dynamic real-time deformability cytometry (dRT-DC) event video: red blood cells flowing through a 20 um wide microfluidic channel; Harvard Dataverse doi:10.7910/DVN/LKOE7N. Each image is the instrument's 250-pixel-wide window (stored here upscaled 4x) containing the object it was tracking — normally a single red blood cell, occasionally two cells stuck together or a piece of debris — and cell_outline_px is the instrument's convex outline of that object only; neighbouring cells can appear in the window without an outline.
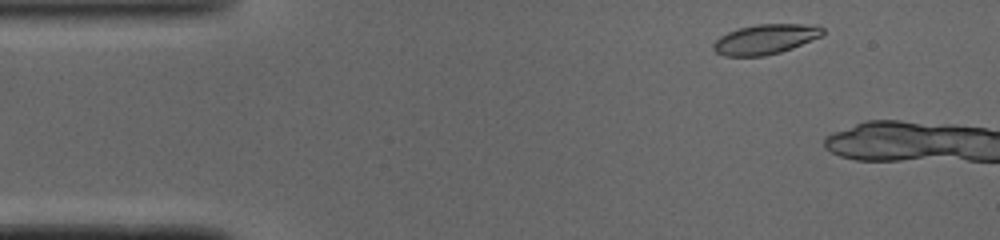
{"species": "common noctule bat (a hibernating species)", "species_latin": "Nyctalus noctula", "temperature_condition": "cold", "stored_images_in_passage": 9, "camera_frame_rate_fps": 3000, "um_per_image_px": 0.085, "animal": {"sex": "male", "body_mass_g": 19.0, "forearm_length_mm": 50.8}, "frame": {"image": 1, "passage_image": 4, "time_ms": 1.0, "image_size_px": [1000, 240], "cell_outline_px": [[824, 32], [820, 36], [792, 48], [780, 52], [764, 56], [724, 56], [716, 52], [712, 48], [712, 44], [720, 36], [728, 32], [740, 28], [756, 24], [816, 24], [824, 28]], "centroid_in_image_um": [65.04, 3.33], "position_along_channel_um": 20.0, "area_um2": 19.02}}